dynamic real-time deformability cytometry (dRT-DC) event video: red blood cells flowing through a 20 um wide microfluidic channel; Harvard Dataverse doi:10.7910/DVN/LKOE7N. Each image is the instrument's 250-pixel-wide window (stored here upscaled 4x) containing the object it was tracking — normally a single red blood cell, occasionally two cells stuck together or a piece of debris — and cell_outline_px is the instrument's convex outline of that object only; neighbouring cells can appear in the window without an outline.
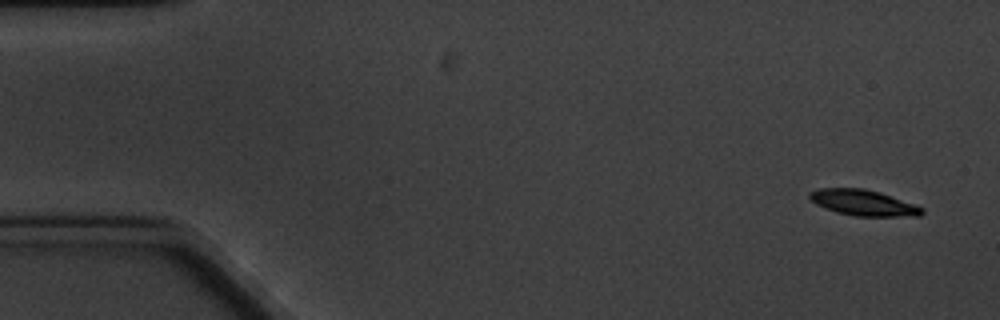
{"species": "common noctule bat (a hibernating species)", "species_latin": "Nyctalus noctula", "temperature_condition": "cold", "stored_images_in_passage": 5, "camera_frame_rate_fps": 3000, "um_per_image_px": 0.085, "animal": {"sex": "male", "body_mass_g": 20.1, "forearm_length_mm": 53.5}, "frame": {"image": 1, "passage_image": 1, "time_ms": 0.0, "image_size_px": [1000, 320], "cell_outline_px": [[924, 212], [920, 216], [856, 216], [836, 212], [824, 208], [816, 204], [808, 196], [808, 192], [820, 188], [864, 188], [880, 192], [916, 204], [924, 208]], "centroid_in_image_um": [73.4, 17.23], "position_along_channel_um": 11.6, "area_um2": 17.05}}
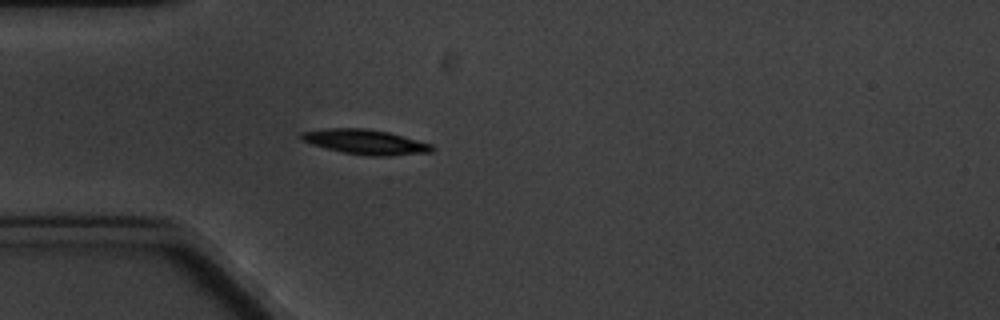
{"frame": {"image": 2, "passage_image": 5, "time_ms": 4.667, "image_size_px": [1000, 320], "cell_outline_px": [[436, 148], [432, 152], [392, 156], [368, 156], [344, 152], [312, 144], [304, 140], [300, 136], [300, 132], [328, 128], [364, 128], [388, 132], [432, 144]], "centroid_in_image_um": [31.12, 12.07], "position_along_channel_um": 53.9, "area_um2": 18.79}}